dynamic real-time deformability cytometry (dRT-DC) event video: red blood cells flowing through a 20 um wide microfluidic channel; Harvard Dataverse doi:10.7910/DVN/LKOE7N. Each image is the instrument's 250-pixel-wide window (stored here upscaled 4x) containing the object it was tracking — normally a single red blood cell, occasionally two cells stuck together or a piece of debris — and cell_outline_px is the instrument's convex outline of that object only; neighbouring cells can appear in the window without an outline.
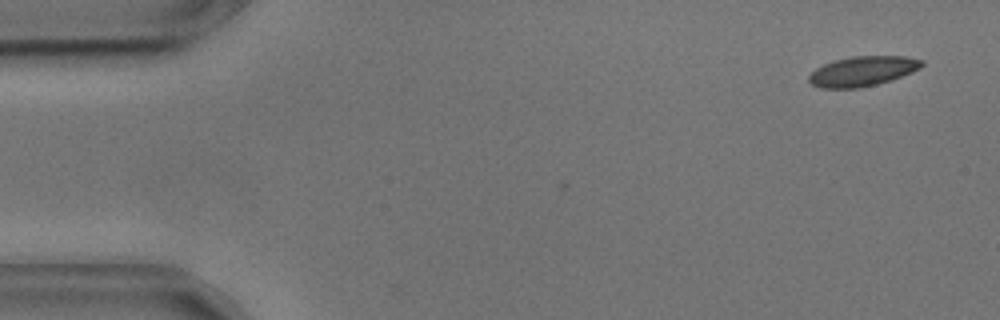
{"species": "common noctule bat (a hibernating species)", "species_latin": "Nyctalus noctula", "temperature_condition": "cold", "stored_images_in_passage": 9, "camera_frame_rate_fps": 3000, "um_per_image_px": 0.085, "animal": {"sex": "male", "body_mass_g": 17.9, "forearm_length_mm": 54.2}, "frame": {"image": 1, "passage_image": 2, "time_ms": 0.333, "image_size_px": [1000, 320], "cell_outline_px": [[924, 64], [920, 68], [912, 72], [876, 84], [860, 88], [820, 88], [812, 84], [808, 80], [808, 76], [816, 68], [824, 64], [836, 60], [852, 56], [904, 56], [924, 60]], "centroid_in_image_um": [73.31, 6.05], "position_along_channel_um": 11.7, "area_um2": 19.48}}